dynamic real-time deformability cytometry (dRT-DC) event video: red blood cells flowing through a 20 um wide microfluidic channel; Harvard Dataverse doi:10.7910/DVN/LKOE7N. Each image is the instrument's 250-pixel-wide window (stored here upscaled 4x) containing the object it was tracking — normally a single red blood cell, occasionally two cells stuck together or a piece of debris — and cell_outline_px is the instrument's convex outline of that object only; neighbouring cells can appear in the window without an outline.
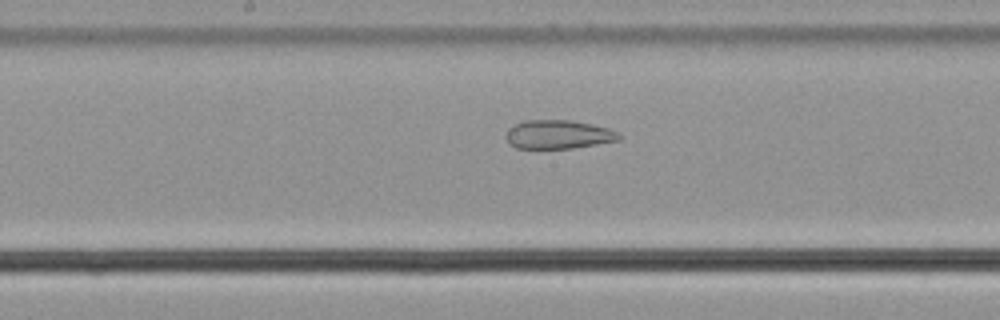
{"species": "common noctule bat (a hibernating species)", "species_latin": "Nyctalus noctula", "temperature_condition": "cold", "stored_images_in_passage": 36, "camera_frame_rate_fps": 3000, "um_per_image_px": 0.085, "animal": {"sex": "male", "body_mass_g": 21.5, "forearm_length_mm": 52.0}, "frame": {"image": 1, "passage_image": 13, "time_ms": 4.0, "image_size_px": [1000, 320], "cell_outline_px": [[624, 136], [620, 140], [572, 148], [516, 148], [508, 144], [504, 136], [508, 128], [524, 120], [572, 120], [592, 124], [608, 128]], "centroid_in_image_um": [47.43, 11.43], "position_along_channel_um": 200.8, "area_um2": 19.07}}
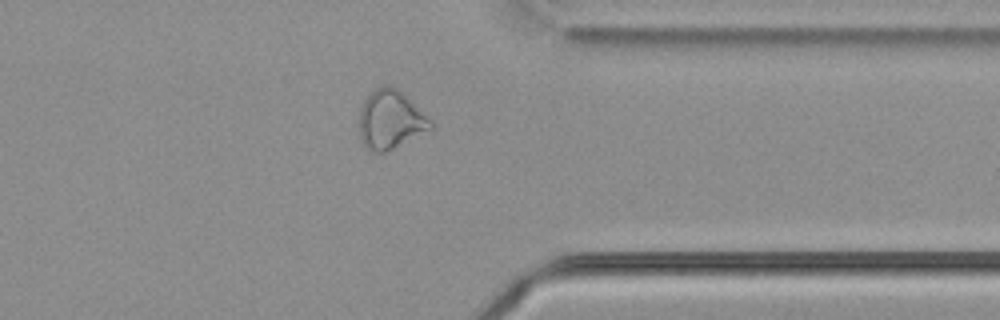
{"frame": {"image": 2, "passage_image": 28, "time_ms": 9.0, "image_size_px": [1000, 320], "cell_outline_px": [[436, 128], [384, 152], [372, 152], [364, 148], [360, 136], [360, 108], [364, 100], [376, 88], [384, 84], [396, 88], [432, 120]], "centroid_in_image_um": [33.2, 10.2], "position_along_channel_um": 378.2, "area_um2": 24.33}}
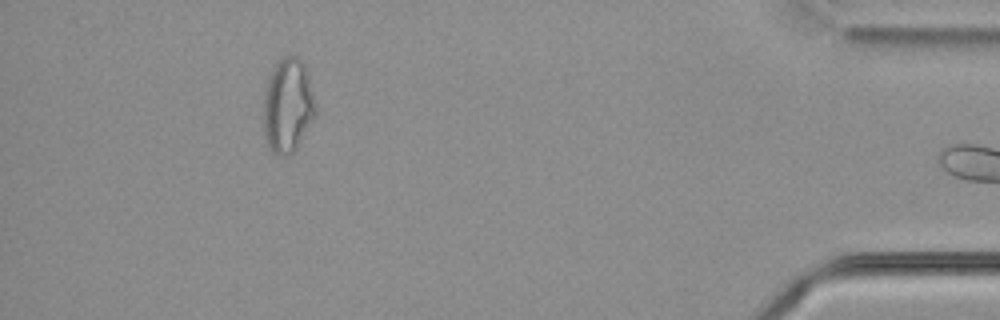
{"frame": {"image": 3, "passage_image": 35, "time_ms": 11.333, "image_size_px": [1000, 320], "cell_outline_px": [[316, 116], [296, 148], [288, 156], [276, 156], [272, 152], [264, 136], [264, 92], [268, 80], [276, 64], [284, 56], [296, 56], [304, 64], [308, 76], [316, 104]], "centroid_in_image_um": [24.47, 9.01], "position_along_channel_um": 410.7, "area_um2": 28.5}}